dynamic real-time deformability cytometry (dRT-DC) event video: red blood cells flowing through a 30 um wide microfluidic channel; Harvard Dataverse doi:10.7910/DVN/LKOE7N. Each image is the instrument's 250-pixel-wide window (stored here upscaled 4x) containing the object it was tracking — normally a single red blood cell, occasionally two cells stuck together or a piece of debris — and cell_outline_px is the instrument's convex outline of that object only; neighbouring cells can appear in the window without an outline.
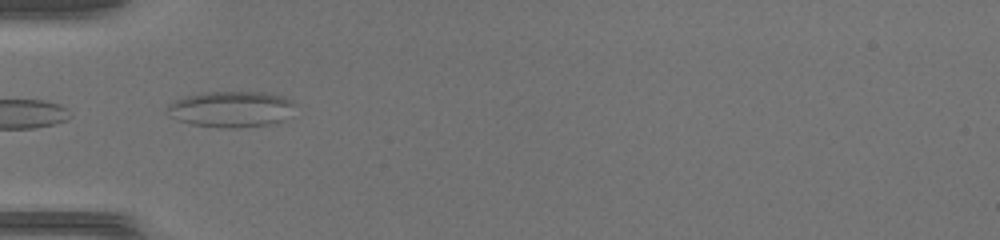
{"species": "common noctule bat (a hibernating species)", "species_latin": "Nyctalus noctula", "temperature_condition": "warm", "stored_images_in_passage": 5, "camera_frame_rate_fps": 3000, "um_per_image_px": 0.085, "animal": {"sex": "female", "body_mass_g": 17.0, "forearm_length_mm": 48.0}, "frame": {"image": 1, "passage_image": 1, "time_ms": 0.0, "image_size_px": [1000, 240], "cell_outline_px": [[296, 104], [292, 116], [284, 120], [268, 124], [232, 128], [224, 128], [192, 124], [180, 120], [172, 116], [168, 108], [168, 104], [176, 100], [188, 96], [204, 92], [264, 92], [280, 96], [292, 100]], "centroid_in_image_um": [19.73, 9.27], "position_along_channel_um": 65.3, "area_um2": 26.59}}